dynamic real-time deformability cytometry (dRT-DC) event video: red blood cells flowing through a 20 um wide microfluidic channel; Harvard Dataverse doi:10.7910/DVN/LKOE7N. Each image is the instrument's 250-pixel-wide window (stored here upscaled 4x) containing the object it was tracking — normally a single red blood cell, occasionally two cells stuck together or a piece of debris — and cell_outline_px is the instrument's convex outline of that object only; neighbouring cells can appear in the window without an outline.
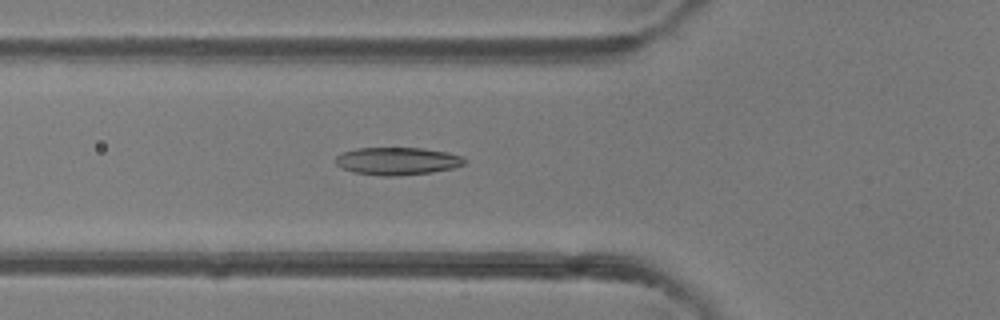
{"species": "common noctule bat (a hibernating species)", "species_latin": "Nyctalus noctula", "temperature_condition": "room temperature", "stored_images_in_passage": 45, "camera_frame_rate_fps": 3000, "um_per_image_px": 0.085, "animal": {"sex": "female"}, "frame": {"image": 1, "passage_image": 16, "time_ms": 5.0, "image_size_px": [1000, 320], "cell_outline_px": [[468, 160], [464, 164], [452, 168], [432, 172], [396, 176], [380, 176], [352, 172], [336, 164], [336, 156], [344, 152], [356, 148], [420, 148], [444, 152], [464, 156]], "centroid_in_image_um": [33.78, 13.69], "position_along_channel_um": 92.0, "area_um2": 20.69}}
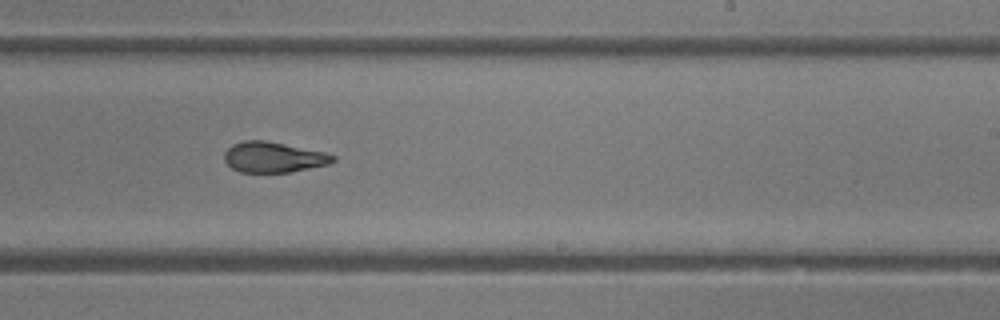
{"frame": {"image": 2, "passage_image": 28, "time_ms": 9.0, "image_size_px": [1000, 320], "cell_outline_px": [[336, 160], [328, 164], [288, 172], [240, 172], [232, 168], [224, 160], [224, 152], [232, 144], [244, 140], [264, 140], [324, 152], [336, 156]], "centroid_in_image_um": [23.21, 13.35], "position_along_channel_um": 265.8, "area_um2": 19.13}}
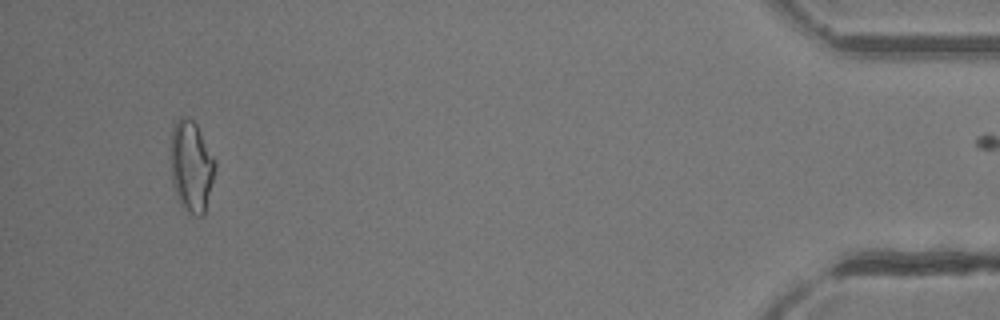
{"frame": {"image": 3, "passage_image": 44, "time_ms": 14.333, "image_size_px": [1000, 320], "cell_outline_px": [[216, 168], [204, 216], [196, 216], [188, 212], [180, 204], [176, 196], [172, 184], [172, 124], [180, 116], [184, 116], [192, 120], [196, 124], [216, 160]], "centroid_in_image_um": [16.28, 14.15], "position_along_channel_um": 418.9, "area_um2": 23.64}, "authors_computed_cell_mechanics": {"area_um2": 20.6924, "velocity_mm_per_s": 4.3257, "shape_relaxation_time_tau1_ms": null, "shape_relaxation_time_tau2_ms": 2.841, "deformation_change_tau1": null, "deformation_change_tau2": 0.0978}}